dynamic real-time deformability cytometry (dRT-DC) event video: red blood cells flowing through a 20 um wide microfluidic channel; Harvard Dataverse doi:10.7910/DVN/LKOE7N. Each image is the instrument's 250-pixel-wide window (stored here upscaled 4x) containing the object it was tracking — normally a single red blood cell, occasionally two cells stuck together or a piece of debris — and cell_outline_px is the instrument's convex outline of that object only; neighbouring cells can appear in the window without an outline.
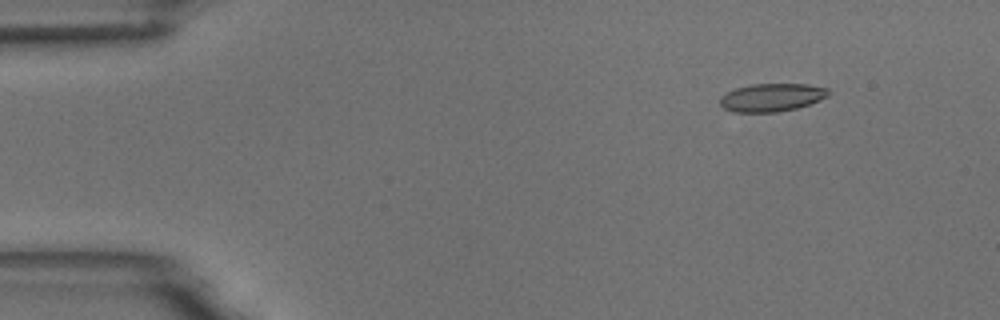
{"species": "common noctule bat (a hibernating species)", "species_latin": "Nyctalus noctula", "temperature_condition": "room temperature", "stored_images_in_passage": 5, "camera_frame_rate_fps": 3000, "um_per_image_px": 0.085, "animal": {"sex": "male", "body_mass_g": 18.8}, "frame": {"image": 1, "passage_image": 2, "time_ms": 1.333, "image_size_px": [1000, 320], "cell_outline_px": [[828, 96], [820, 100], [796, 108], [776, 112], [736, 112], [724, 108], [720, 104], [720, 96], [736, 88], [752, 84], [808, 84], [828, 88]], "centroid_in_image_um": [65.6, 8.28], "position_along_channel_um": 19.4, "area_um2": 17.57}}
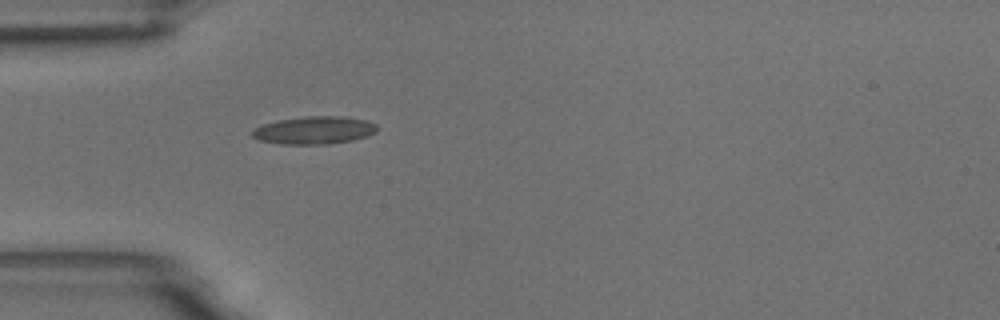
{"frame": {"image": 2, "passage_image": 5, "time_ms": 4.667, "image_size_px": [1000, 320], "cell_outline_px": [[380, 128], [376, 132], [368, 136], [352, 140], [328, 144], [280, 144], [260, 140], [252, 136], [252, 132], [256, 128], [264, 124], [280, 120], [308, 116], [344, 116], [364, 120], [376, 124]], "centroid_in_image_um": [26.77, 11.07], "position_along_channel_um": 58.2, "area_um2": 20.06}}